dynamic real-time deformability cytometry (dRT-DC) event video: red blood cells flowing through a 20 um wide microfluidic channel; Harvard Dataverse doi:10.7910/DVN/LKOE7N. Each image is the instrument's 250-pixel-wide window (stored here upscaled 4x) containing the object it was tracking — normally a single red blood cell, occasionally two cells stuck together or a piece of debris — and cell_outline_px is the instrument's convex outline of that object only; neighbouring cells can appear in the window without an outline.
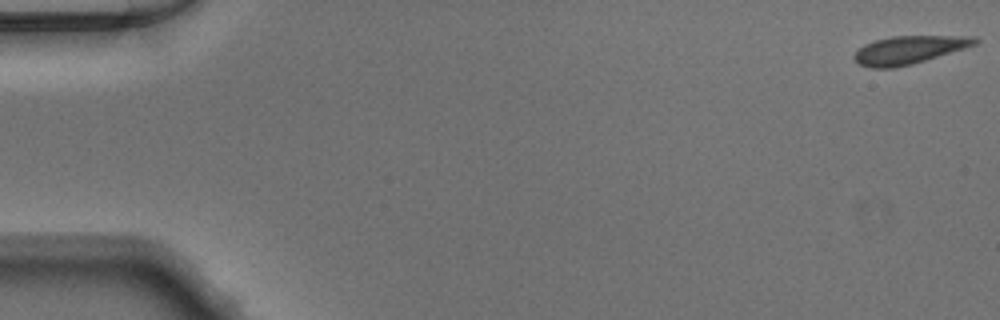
{"species": "Egyptian fruit bat (a non-hibernating species)", "species_latin": "Rousettus aegyptiacus", "temperature_condition": "warm", "stored_images_in_passage": 45, "camera_frame_rate_fps": 3000, "um_per_image_px": 0.085, "animal": {"sex": "male"}, "frame": {"image": 1, "passage_image": 1, "time_ms": 0.0, "image_size_px": [1000, 320], "cell_outline_px": [[980, 40], [976, 44], [964, 48], [912, 64], [892, 68], [872, 68], [860, 64], [852, 56], [864, 44], [876, 40], [892, 36], [976, 36]], "centroid_in_image_um": [77.27, 4.23], "position_along_channel_um": 7.7, "area_um2": 19.48}}
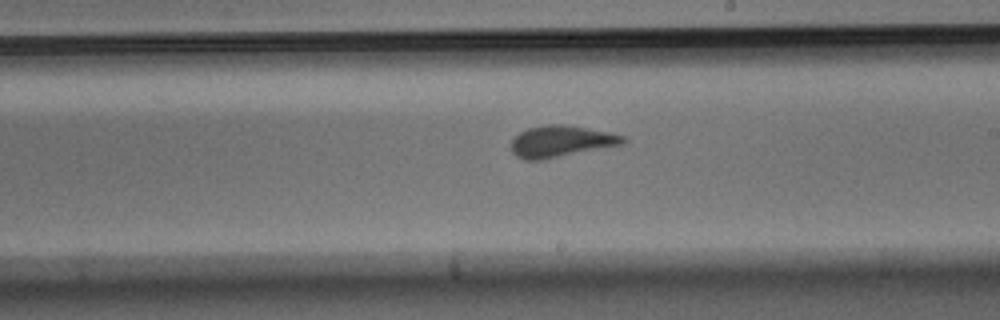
{"frame": {"image": 2, "passage_image": 29, "time_ms": 9.333, "image_size_px": [1000, 320], "cell_outline_px": [[628, 140], [624, 144], [540, 160], [524, 160], [516, 156], [512, 152], [512, 140], [520, 132], [528, 128], [548, 124], [564, 124], [588, 128], [608, 132], [624, 136]], "centroid_in_image_um": [47.7, 12.01], "position_along_channel_um": 241.3, "area_um2": 20.4}}
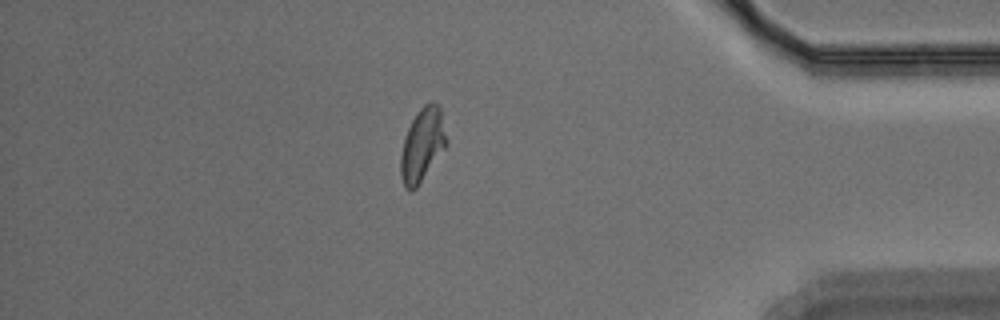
{"frame": {"image": 3, "passage_image": 43, "time_ms": 14.0, "image_size_px": [1000, 320], "cell_outline_px": [[448, 144], [416, 188], [412, 192], [404, 188], [400, 176], [400, 156], [404, 140], [408, 128], [412, 120], [420, 108], [424, 104], [440, 104]], "centroid_in_image_um": [35.89, 12.35], "position_along_channel_um": 399.3, "area_um2": 19.54}}